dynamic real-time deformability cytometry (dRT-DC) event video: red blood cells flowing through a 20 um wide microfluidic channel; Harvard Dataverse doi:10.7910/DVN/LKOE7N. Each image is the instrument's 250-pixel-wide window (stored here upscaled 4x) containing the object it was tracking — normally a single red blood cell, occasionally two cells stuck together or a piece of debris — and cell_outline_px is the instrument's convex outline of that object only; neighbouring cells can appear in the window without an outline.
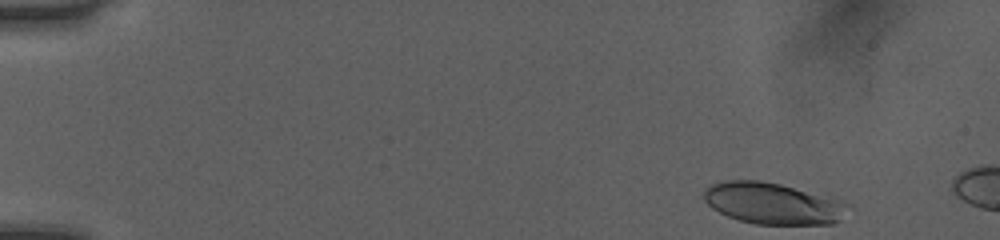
{"species": "human", "species_latin": "Homo sapiens", "temperature_condition": "room temperature", "stored_images_in_passage": 7, "camera_frame_rate_fps": 3000, "um_per_image_px": 0.085, "donor": {"sex": "female"}, "frame": {"image": 1, "passage_image": 1, "time_ms": 0.0, "image_size_px": [1000, 240], "cell_outline_px": [[852, 204], [840, 220], [832, 224], [756, 224], [740, 220], [728, 216], [712, 208], [704, 200], [704, 192], [712, 184], [724, 180], [760, 180], [780, 184]], "centroid_in_image_um": [65.69, 17.29], "position_along_channel_um": 19.3, "area_um2": 34.39}}